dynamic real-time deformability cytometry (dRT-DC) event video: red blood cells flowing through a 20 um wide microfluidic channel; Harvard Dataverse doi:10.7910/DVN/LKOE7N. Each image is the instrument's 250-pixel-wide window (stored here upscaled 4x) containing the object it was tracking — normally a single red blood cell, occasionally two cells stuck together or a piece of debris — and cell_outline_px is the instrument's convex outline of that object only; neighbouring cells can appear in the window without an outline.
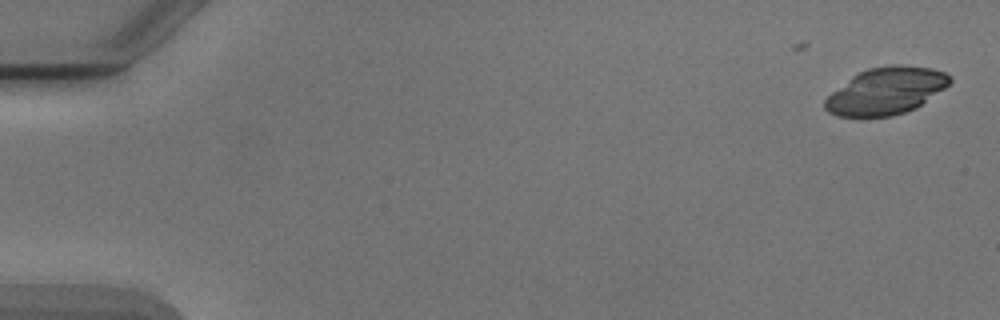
{"species": "Egyptian fruit bat (a non-hibernating species)", "species_latin": "Rousettus aegyptiacus", "temperature_condition": "cold", "stored_images_in_passage": 19, "camera_frame_rate_fps": 3000, "um_per_image_px": 0.085, "animal": {"sex": "male"}, "frame": {"image": 1, "passage_image": 1, "time_ms": 0.0, "image_size_px": [1000, 320], "cell_outline_px": [[952, 80], [944, 88], [916, 108], [892, 116], [860, 120], [836, 116], [828, 112], [824, 108], [824, 100], [832, 92], [852, 76], [868, 68], [892, 64], [900, 64], [932, 68], [944, 72], [952, 76]], "centroid_in_image_um": [75.27, 7.77], "position_along_channel_um": 9.7, "area_um2": 34.85}}
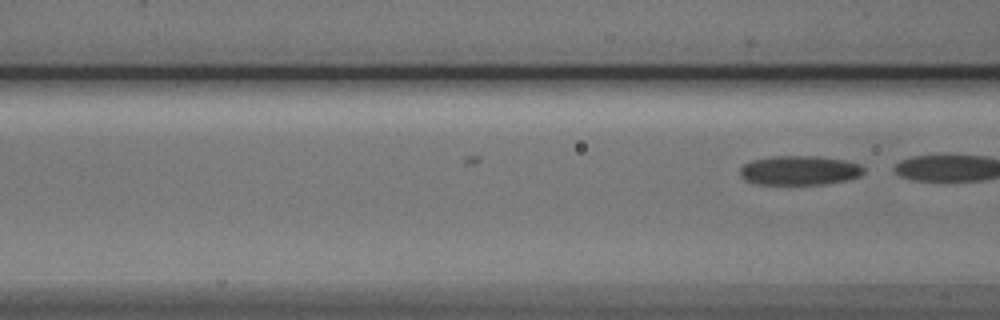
{"frame": {"image": 2, "passage_image": 19, "time_ms": 6.0, "image_size_px": [1000, 320], "cell_outline_px": [[864, 172], [860, 176], [844, 180], [824, 184], [756, 184], [744, 180], [740, 176], [740, 168], [744, 164], [752, 160], [772, 156], [816, 156], [844, 160], [860, 164], [864, 168]], "centroid_in_image_um": [67.93, 14.48], "position_along_channel_um": 98.7, "area_um2": 21.15}}